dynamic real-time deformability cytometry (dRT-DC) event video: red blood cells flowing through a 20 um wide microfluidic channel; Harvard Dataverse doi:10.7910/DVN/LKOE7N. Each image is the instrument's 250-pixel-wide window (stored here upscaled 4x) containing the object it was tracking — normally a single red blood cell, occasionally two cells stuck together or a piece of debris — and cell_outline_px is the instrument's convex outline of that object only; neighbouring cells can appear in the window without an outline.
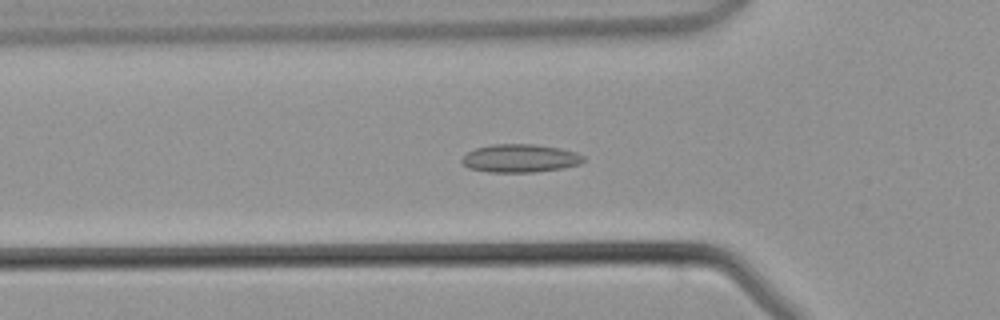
{"species": "common noctule bat (a hibernating species)", "species_latin": "Nyctalus noctula", "temperature_condition": "warm", "stored_images_in_passage": 46, "camera_frame_rate_fps": 3000, "um_per_image_px": 0.085, "animal": {"sex": "male", "body_mass_g": 21.5, "forearm_length_mm": 52.0}, "frame": {"image": 1, "passage_image": 15, "time_ms": 4.667, "image_size_px": [1000, 320], "cell_outline_px": [[584, 160], [580, 164], [564, 168], [536, 172], [488, 172], [468, 168], [460, 160], [468, 152], [476, 148], [492, 144], [536, 144], [560, 148], [576, 152], [584, 156]], "centroid_in_image_um": [44.22, 13.45], "position_along_channel_um": 81.6, "area_um2": 20.06}}
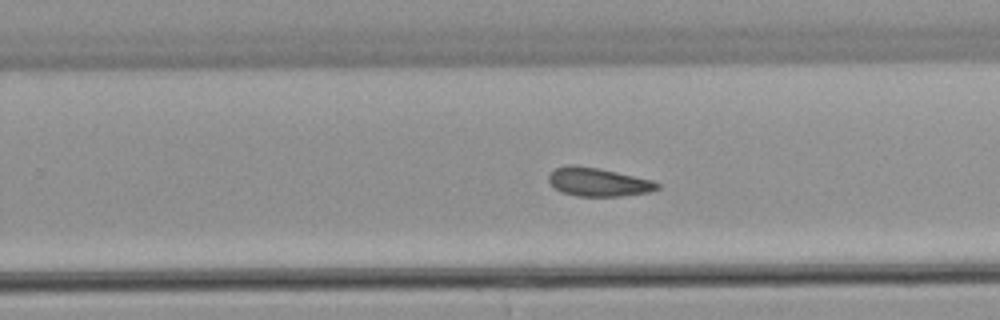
{"frame": {"image": 2, "passage_image": 28, "time_ms": 9.0, "image_size_px": [1000, 320], "cell_outline_px": [[660, 188], [652, 192], [620, 196], [576, 196], [560, 192], [548, 180], [548, 176], [556, 168], [568, 164], [572, 164], [600, 168], [652, 180], [660, 184]], "centroid_in_image_um": [50.87, 15.47], "position_along_channel_um": 278.9, "area_um2": 18.15}}
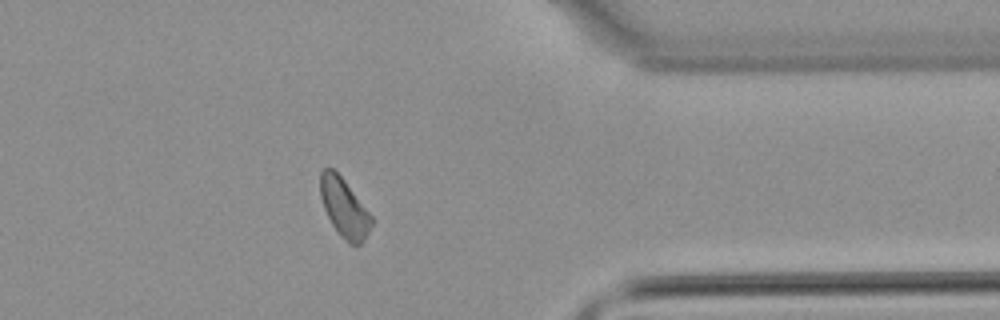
{"frame": {"image": 3, "passage_image": 36, "time_ms": 11.667, "image_size_px": [1000, 320], "cell_outline_px": [[372, 224], [364, 240], [356, 248], [348, 244], [332, 224], [324, 208], [320, 196], [320, 172], [324, 168], [332, 168], [344, 180], [372, 216]], "centroid_in_image_um": [29.26, 17.69], "position_along_channel_um": 382.1, "area_um2": 17.34}}